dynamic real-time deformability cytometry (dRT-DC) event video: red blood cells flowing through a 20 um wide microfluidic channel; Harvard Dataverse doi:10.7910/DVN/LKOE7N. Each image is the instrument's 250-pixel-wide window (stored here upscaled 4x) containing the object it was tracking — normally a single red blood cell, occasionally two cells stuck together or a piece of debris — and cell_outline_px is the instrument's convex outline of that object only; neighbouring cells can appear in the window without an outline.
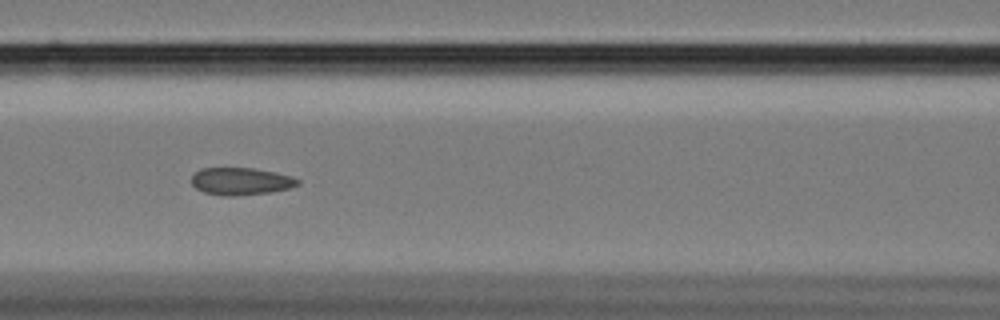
{"species": "Egyptian fruit bat (a non-hibernating species)", "species_latin": "Rousettus aegyptiacus", "temperature_condition": "cold", "stored_images_in_passage": 59, "camera_frame_rate_fps": 3000, "um_per_image_px": 0.085, "animal": {"sex": "female"}, "frame": {"image": 1, "passage_image": 26, "time_ms": 8.333, "image_size_px": [1000, 320], "cell_outline_px": [[300, 184], [288, 188], [272, 192], [232, 196], [224, 196], [204, 192], [196, 188], [192, 184], [192, 176], [200, 168], [252, 168], [276, 172], [292, 176], [300, 180]], "centroid_in_image_um": [20.49, 15.41], "position_along_channel_um": 146.1, "area_um2": 16.94}}
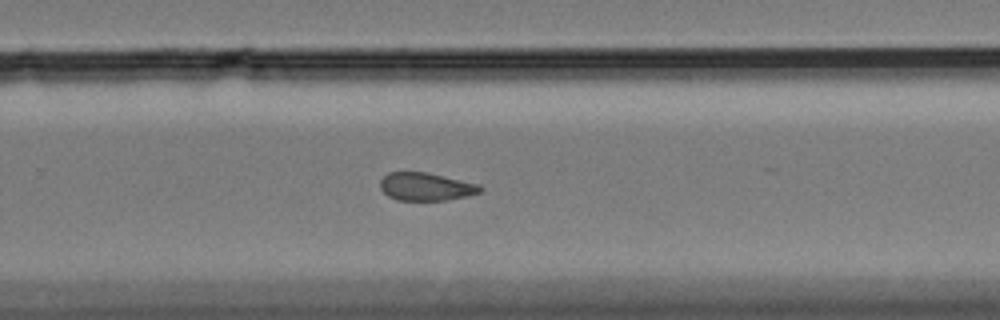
{"frame": {"image": 2, "passage_image": 39, "time_ms": 12.667, "image_size_px": [1000, 320], "cell_outline_px": [[484, 188], [480, 192], [468, 196], [448, 200], [396, 200], [388, 196], [380, 188], [380, 180], [388, 172], [428, 172], [480, 184]], "centroid_in_image_um": [36.23, 15.86], "position_along_channel_um": 293.6, "area_um2": 16.47}}
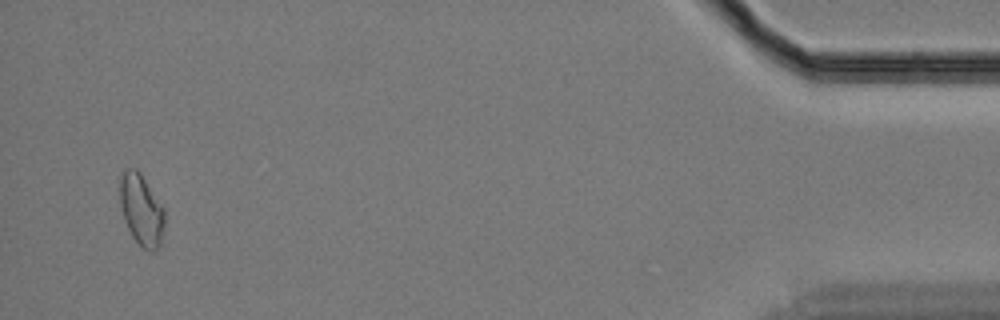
{"frame": {"image": 3, "passage_image": 57, "time_ms": 18.667, "image_size_px": [1000, 320], "cell_outline_px": [[164, 224], [160, 244], [152, 252], [148, 252], [132, 236], [124, 220], [120, 204], [120, 176], [128, 168], [136, 168], [140, 172], [164, 208]], "centroid_in_image_um": [12.01, 17.82], "position_along_channel_um": 423.2, "area_um2": 18.38}, "authors_computed_cell_mechanics": {"area_um2": 17.7446, "velocity_mm_per_s": 3.4193, "shape_relaxation_time_tau1_ms": null, "shape_relaxation_time_tau2_ms": 2.2961, "deformation_change_tau1": null, "deformation_change_tau2": 0.071}}